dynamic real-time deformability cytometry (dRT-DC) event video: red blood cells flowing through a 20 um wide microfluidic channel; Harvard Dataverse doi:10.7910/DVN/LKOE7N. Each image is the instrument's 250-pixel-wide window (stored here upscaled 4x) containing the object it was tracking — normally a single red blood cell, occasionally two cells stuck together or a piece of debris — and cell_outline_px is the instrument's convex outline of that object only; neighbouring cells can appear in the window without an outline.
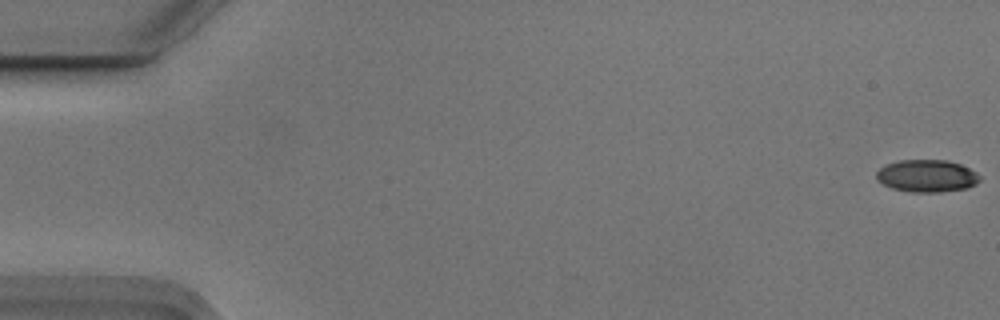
{"species": "Egyptian fruit bat (a non-hibernating species)", "species_latin": "Rousettus aegyptiacus", "temperature_condition": "cold", "stored_images_in_passage": 11, "camera_frame_rate_fps": 3000, "um_per_image_px": 0.085, "animal": {"sex": "male"}, "frame": {"image": 1, "passage_image": 1, "time_ms": 0.0, "image_size_px": [1000, 320], "cell_outline_px": [[980, 180], [976, 184], [968, 188], [940, 192], [912, 192], [892, 188], [876, 180], [876, 172], [880, 168], [888, 164], [900, 160], [948, 160], [960, 164], [976, 172], [980, 176]], "centroid_in_image_um": [78.8, 14.95], "position_along_channel_um": 6.2, "area_um2": 19.48}}